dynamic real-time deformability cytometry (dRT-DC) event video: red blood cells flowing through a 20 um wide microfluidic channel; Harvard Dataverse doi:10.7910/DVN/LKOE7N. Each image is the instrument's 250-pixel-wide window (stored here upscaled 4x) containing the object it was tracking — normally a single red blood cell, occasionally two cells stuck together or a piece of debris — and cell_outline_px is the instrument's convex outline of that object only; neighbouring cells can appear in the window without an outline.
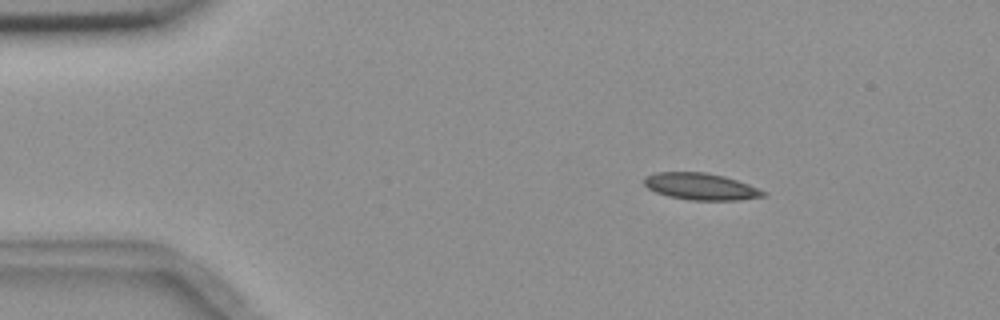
{"species": "common noctule bat (a hibernating species)", "species_latin": "Nyctalus noctula", "temperature_condition": "room temperature", "stored_images_in_passage": 5, "camera_frame_rate_fps": 3000, "um_per_image_px": 0.085, "animal": {"sex": "female", "body_mass_g": 18.4}, "frame": {"image": 1, "passage_image": 3, "time_ms": 2.0, "image_size_px": [1000, 320], "cell_outline_px": [[764, 196], [740, 200], [688, 200], [668, 196], [656, 192], [648, 188], [644, 184], [644, 176], [656, 172], [704, 172], [724, 176], [748, 184], [764, 192]], "centroid_in_image_um": [59.51, 15.85], "position_along_channel_um": 25.5, "area_um2": 18.44}}